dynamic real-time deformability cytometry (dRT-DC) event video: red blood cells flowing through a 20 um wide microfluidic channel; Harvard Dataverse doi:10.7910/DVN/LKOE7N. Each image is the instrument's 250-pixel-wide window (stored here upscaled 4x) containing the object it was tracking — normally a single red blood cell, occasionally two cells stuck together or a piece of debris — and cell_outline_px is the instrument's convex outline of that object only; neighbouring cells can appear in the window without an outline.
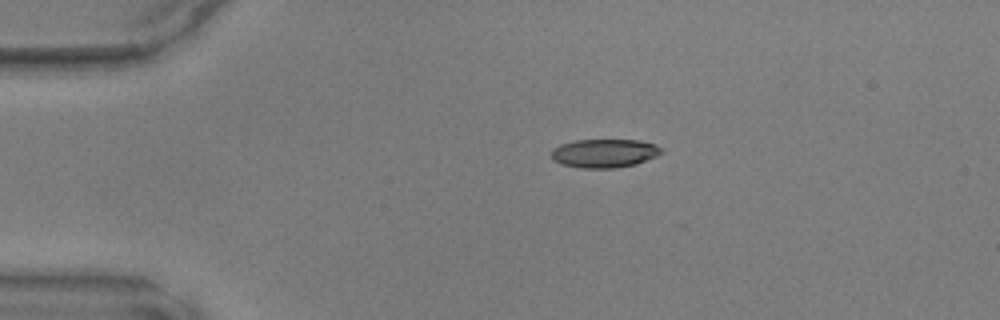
{"species": "common noctule bat (a hibernating species)", "species_latin": "Nyctalus noctula", "temperature_condition": "warm", "stored_images_in_passage": 39, "camera_frame_rate_fps": 3000, "um_per_image_px": 0.085, "animal": {"sex": "male", "body_mass_g": 17.9, "forearm_length_mm": 54.2}, "frame": {"image": 1, "passage_image": 1, "time_ms": 0.0, "image_size_px": [1000, 320], "cell_outline_px": [[664, 152], [656, 156], [636, 164], [616, 168], [580, 168], [560, 164], [552, 160], [552, 148], [560, 144], [576, 140], [640, 140], [656, 144]], "centroid_in_image_um": [51.36, 13.03], "position_along_channel_um": 33.6, "area_um2": 18.5}}
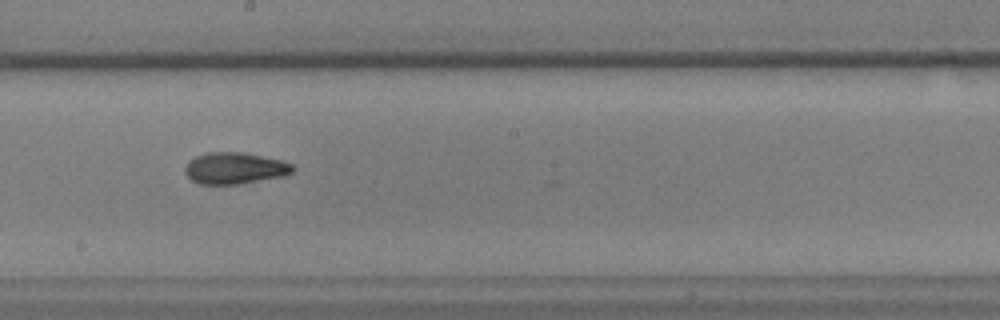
{"frame": {"image": 2, "passage_image": 18, "time_ms": 5.667, "image_size_px": [1000, 320], "cell_outline_px": [[296, 168], [292, 172], [284, 176], [236, 184], [200, 184], [192, 180], [184, 172], [184, 168], [188, 160], [196, 156], [208, 152], [244, 152], [280, 160], [292, 164]], "centroid_in_image_um": [19.94, 14.29], "position_along_channel_um": 228.3, "area_um2": 19.77}}
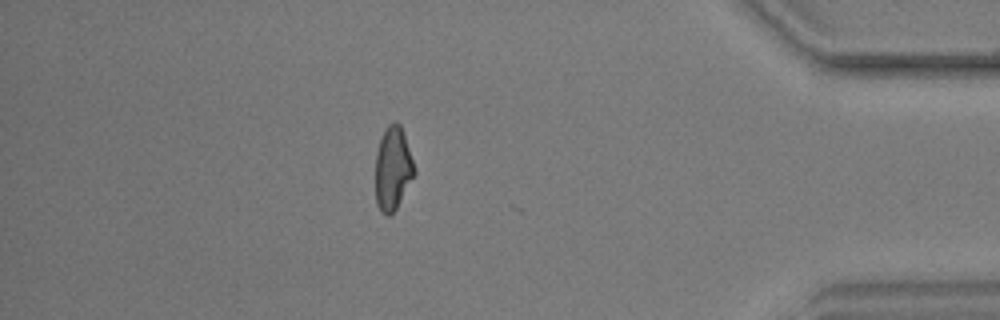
{"frame": {"image": 3, "passage_image": 33, "time_ms": 10.667, "image_size_px": [1000, 320], "cell_outline_px": [[416, 172], [396, 208], [388, 216], [380, 212], [376, 204], [376, 152], [380, 140], [388, 124], [396, 120], [400, 124]], "centroid_in_image_um": [33.37, 14.34], "position_along_channel_um": 401.8, "area_um2": 18.55}}